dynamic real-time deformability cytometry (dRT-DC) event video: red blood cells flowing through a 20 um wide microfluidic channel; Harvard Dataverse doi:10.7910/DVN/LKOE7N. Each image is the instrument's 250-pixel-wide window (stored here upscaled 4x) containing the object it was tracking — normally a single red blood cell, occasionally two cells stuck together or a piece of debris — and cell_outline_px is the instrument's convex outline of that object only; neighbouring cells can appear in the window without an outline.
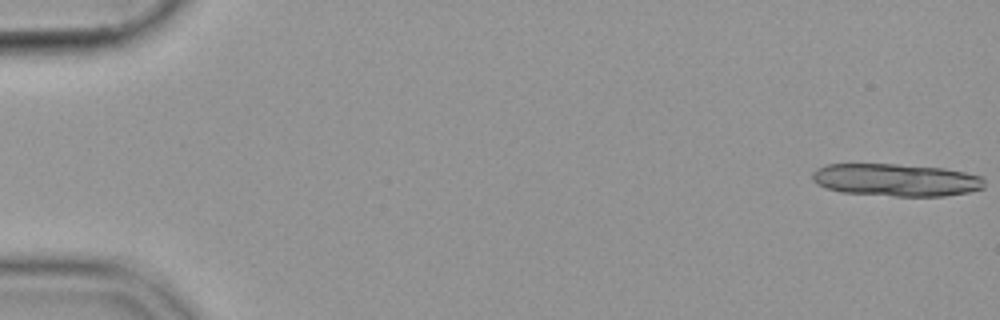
{"species": "common noctule bat (a hibernating species)", "species_latin": "Nyctalus noctula", "temperature_condition": "cold", "stored_images_in_passage": 15, "camera_frame_rate_fps": 3000, "um_per_image_px": 0.085, "animal": {"sex": "female", "body_mass_g": 19.9}, "frame": {"image": 1, "passage_image": 1, "time_ms": 0.0, "image_size_px": [1000, 320], "cell_outline_px": [[984, 188], [968, 192], [944, 196], [896, 196], [840, 192], [824, 188], [816, 184], [812, 180], [812, 172], [816, 168], [828, 164], [896, 164], [944, 168], [964, 172], [980, 176], [984, 180]], "centroid_in_image_um": [76.12, 15.29], "position_along_channel_um": 8.9, "area_um2": 32.77}}